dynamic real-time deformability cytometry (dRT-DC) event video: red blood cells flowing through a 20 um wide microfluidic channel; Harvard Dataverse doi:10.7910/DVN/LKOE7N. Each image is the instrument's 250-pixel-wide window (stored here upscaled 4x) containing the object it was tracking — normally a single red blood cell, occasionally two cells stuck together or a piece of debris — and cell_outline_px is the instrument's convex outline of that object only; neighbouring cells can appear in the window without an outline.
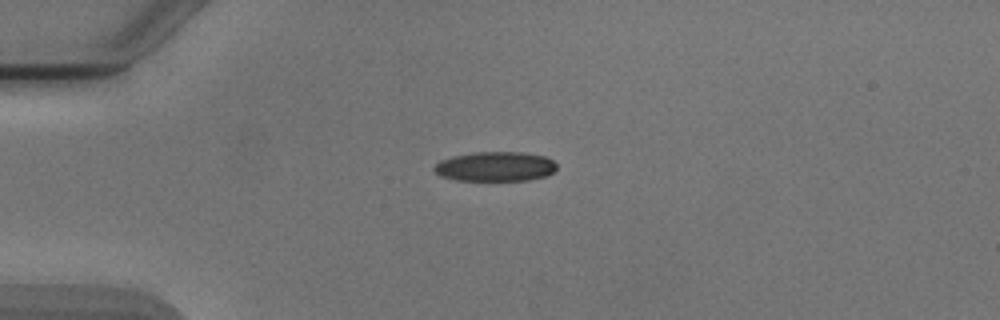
{"species": "Egyptian fruit bat (a non-hibernating species)", "species_latin": "Rousettus aegyptiacus", "temperature_condition": "cold", "stored_images_in_passage": 4, "camera_frame_rate_fps": 3000, "um_per_image_px": 0.085, "animal": {"sex": "male"}, "frame": {"image": 1, "passage_image": 1, "time_ms": 0.0, "image_size_px": [1000, 320], "cell_outline_px": [[556, 168], [548, 176], [528, 180], [456, 180], [440, 176], [432, 168], [440, 160], [452, 156], [472, 152], [524, 152], [544, 156], [552, 160], [556, 164]], "centroid_in_image_um": [42.09, 14.15], "position_along_channel_um": 42.9, "area_um2": 21.21}}
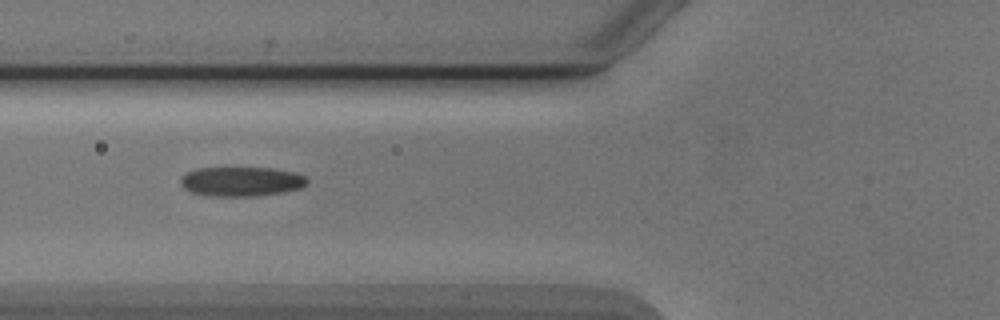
{"frame": {"image": 2, "passage_image": 3, "time_ms": 2.333, "image_size_px": [1000, 320], "cell_outline_px": [[308, 184], [304, 188], [284, 192], [260, 196], [208, 196], [192, 192], [184, 188], [180, 184], [180, 176], [184, 172], [196, 168], [272, 168], [296, 172], [304, 176], [308, 180]], "centroid_in_image_um": [20.52, 15.43], "position_along_channel_um": 105.3, "area_um2": 22.2}}
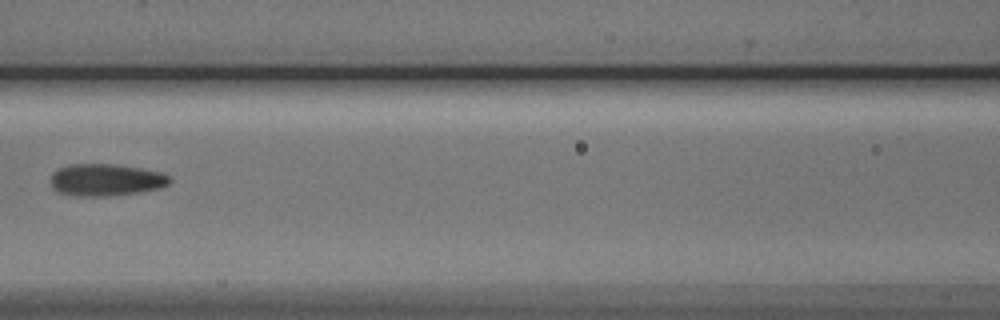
{"frame": {"image": 3, "passage_image": 4, "time_ms": 3.667, "image_size_px": [1000, 320], "cell_outline_px": [[172, 180], [168, 184], [160, 188], [140, 192], [108, 196], [76, 196], [56, 192], [52, 188], [52, 172], [56, 168], [72, 164], [116, 164], [140, 168], [160, 172], [172, 176]], "centroid_in_image_um": [9.0, 15.29], "position_along_channel_um": 157.6, "area_um2": 22.48}}